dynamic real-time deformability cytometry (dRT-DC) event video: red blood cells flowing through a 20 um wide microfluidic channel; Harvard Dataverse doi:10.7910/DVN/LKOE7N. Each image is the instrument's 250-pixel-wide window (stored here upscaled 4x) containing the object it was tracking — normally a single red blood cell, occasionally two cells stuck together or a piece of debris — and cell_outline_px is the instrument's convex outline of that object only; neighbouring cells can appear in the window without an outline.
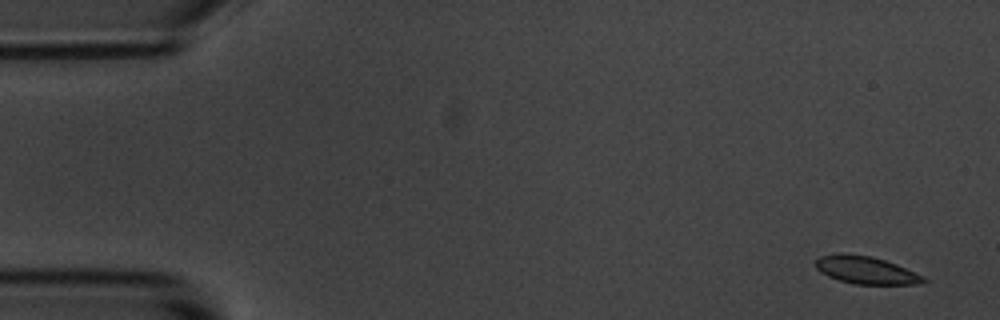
{"species": "common noctule bat (a hibernating species)", "species_latin": "Nyctalus noctula", "temperature_condition": "room temperature", "stored_images_in_passage": 5, "camera_frame_rate_fps": 3000, "um_per_image_px": 0.085, "animal": {"sex": "male", "body_mass_g": 20.1, "forearm_length_mm": 53.5}, "frame": {"image": 1, "passage_image": 1, "time_ms": 0.0, "image_size_px": [1000, 320], "cell_outline_px": [[928, 280], [920, 284], [852, 284], [828, 276], [820, 272], [816, 268], [816, 260], [820, 256], [836, 252], [840, 252], [872, 256], [896, 264], [924, 276]], "centroid_in_image_um": [73.58, 22.95], "position_along_channel_um": 11.4, "area_um2": 17.46}}